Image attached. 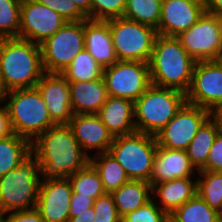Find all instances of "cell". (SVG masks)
I'll return each instance as SVG.
<instances>
[{
  "label": "cell",
  "instance_id": "41",
  "mask_svg": "<svg viewBox=\"0 0 222 222\" xmlns=\"http://www.w3.org/2000/svg\"><path fill=\"white\" fill-rule=\"evenodd\" d=\"M13 134L8 108L5 104V106L0 107V140Z\"/></svg>",
  "mask_w": 222,
  "mask_h": 222
},
{
  "label": "cell",
  "instance_id": "1",
  "mask_svg": "<svg viewBox=\"0 0 222 222\" xmlns=\"http://www.w3.org/2000/svg\"><path fill=\"white\" fill-rule=\"evenodd\" d=\"M68 125H55L31 142L38 158L40 174L46 180L67 179L90 162Z\"/></svg>",
  "mask_w": 222,
  "mask_h": 222
},
{
  "label": "cell",
  "instance_id": "10",
  "mask_svg": "<svg viewBox=\"0 0 222 222\" xmlns=\"http://www.w3.org/2000/svg\"><path fill=\"white\" fill-rule=\"evenodd\" d=\"M177 38L195 61L220 60L222 57V20L206 10Z\"/></svg>",
  "mask_w": 222,
  "mask_h": 222
},
{
  "label": "cell",
  "instance_id": "13",
  "mask_svg": "<svg viewBox=\"0 0 222 222\" xmlns=\"http://www.w3.org/2000/svg\"><path fill=\"white\" fill-rule=\"evenodd\" d=\"M222 102V61H196L186 103L208 111Z\"/></svg>",
  "mask_w": 222,
  "mask_h": 222
},
{
  "label": "cell",
  "instance_id": "5",
  "mask_svg": "<svg viewBox=\"0 0 222 222\" xmlns=\"http://www.w3.org/2000/svg\"><path fill=\"white\" fill-rule=\"evenodd\" d=\"M7 108L13 132L30 142L49 128L52 122L43 97L37 87L16 89L7 92Z\"/></svg>",
  "mask_w": 222,
  "mask_h": 222
},
{
  "label": "cell",
  "instance_id": "40",
  "mask_svg": "<svg viewBox=\"0 0 222 222\" xmlns=\"http://www.w3.org/2000/svg\"><path fill=\"white\" fill-rule=\"evenodd\" d=\"M94 199L84 196H71L70 200V217H76V213H83L92 208Z\"/></svg>",
  "mask_w": 222,
  "mask_h": 222
},
{
  "label": "cell",
  "instance_id": "23",
  "mask_svg": "<svg viewBox=\"0 0 222 222\" xmlns=\"http://www.w3.org/2000/svg\"><path fill=\"white\" fill-rule=\"evenodd\" d=\"M153 192L160 197L161 210L170 216L176 209L197 194V182H193L190 178L173 179L155 184L152 187Z\"/></svg>",
  "mask_w": 222,
  "mask_h": 222
},
{
  "label": "cell",
  "instance_id": "8",
  "mask_svg": "<svg viewBox=\"0 0 222 222\" xmlns=\"http://www.w3.org/2000/svg\"><path fill=\"white\" fill-rule=\"evenodd\" d=\"M118 61L148 63L153 53L157 30L124 17L107 20Z\"/></svg>",
  "mask_w": 222,
  "mask_h": 222
},
{
  "label": "cell",
  "instance_id": "24",
  "mask_svg": "<svg viewBox=\"0 0 222 222\" xmlns=\"http://www.w3.org/2000/svg\"><path fill=\"white\" fill-rule=\"evenodd\" d=\"M152 186L142 180H129L119 189L110 194L113 197L119 216L122 218L127 213L137 210L151 200L149 192Z\"/></svg>",
  "mask_w": 222,
  "mask_h": 222
},
{
  "label": "cell",
  "instance_id": "9",
  "mask_svg": "<svg viewBox=\"0 0 222 222\" xmlns=\"http://www.w3.org/2000/svg\"><path fill=\"white\" fill-rule=\"evenodd\" d=\"M42 65L46 73H62L85 49V20L67 22L40 44Z\"/></svg>",
  "mask_w": 222,
  "mask_h": 222
},
{
  "label": "cell",
  "instance_id": "43",
  "mask_svg": "<svg viewBox=\"0 0 222 222\" xmlns=\"http://www.w3.org/2000/svg\"><path fill=\"white\" fill-rule=\"evenodd\" d=\"M95 216L96 214L92 207L83 213H76V217H70L68 222H94Z\"/></svg>",
  "mask_w": 222,
  "mask_h": 222
},
{
  "label": "cell",
  "instance_id": "20",
  "mask_svg": "<svg viewBox=\"0 0 222 222\" xmlns=\"http://www.w3.org/2000/svg\"><path fill=\"white\" fill-rule=\"evenodd\" d=\"M85 49L103 69L118 61L108 21L85 20Z\"/></svg>",
  "mask_w": 222,
  "mask_h": 222
},
{
  "label": "cell",
  "instance_id": "6",
  "mask_svg": "<svg viewBox=\"0 0 222 222\" xmlns=\"http://www.w3.org/2000/svg\"><path fill=\"white\" fill-rule=\"evenodd\" d=\"M32 155L31 152L16 168L0 177V209L6 213L36 207L41 184L40 163Z\"/></svg>",
  "mask_w": 222,
  "mask_h": 222
},
{
  "label": "cell",
  "instance_id": "22",
  "mask_svg": "<svg viewBox=\"0 0 222 222\" xmlns=\"http://www.w3.org/2000/svg\"><path fill=\"white\" fill-rule=\"evenodd\" d=\"M74 114H97L108 99L103 77L89 82H69Z\"/></svg>",
  "mask_w": 222,
  "mask_h": 222
},
{
  "label": "cell",
  "instance_id": "12",
  "mask_svg": "<svg viewBox=\"0 0 222 222\" xmlns=\"http://www.w3.org/2000/svg\"><path fill=\"white\" fill-rule=\"evenodd\" d=\"M209 117L207 109L185 103L155 136L157 145L167 149L186 150L199 128Z\"/></svg>",
  "mask_w": 222,
  "mask_h": 222
},
{
  "label": "cell",
  "instance_id": "44",
  "mask_svg": "<svg viewBox=\"0 0 222 222\" xmlns=\"http://www.w3.org/2000/svg\"><path fill=\"white\" fill-rule=\"evenodd\" d=\"M210 118L222 131V102L216 104L212 109L209 110Z\"/></svg>",
  "mask_w": 222,
  "mask_h": 222
},
{
  "label": "cell",
  "instance_id": "45",
  "mask_svg": "<svg viewBox=\"0 0 222 222\" xmlns=\"http://www.w3.org/2000/svg\"><path fill=\"white\" fill-rule=\"evenodd\" d=\"M77 8L91 20V0H72Z\"/></svg>",
  "mask_w": 222,
  "mask_h": 222
},
{
  "label": "cell",
  "instance_id": "30",
  "mask_svg": "<svg viewBox=\"0 0 222 222\" xmlns=\"http://www.w3.org/2000/svg\"><path fill=\"white\" fill-rule=\"evenodd\" d=\"M69 82H89L103 76V68L83 49L61 73Z\"/></svg>",
  "mask_w": 222,
  "mask_h": 222
},
{
  "label": "cell",
  "instance_id": "32",
  "mask_svg": "<svg viewBox=\"0 0 222 222\" xmlns=\"http://www.w3.org/2000/svg\"><path fill=\"white\" fill-rule=\"evenodd\" d=\"M197 195L211 208L222 214V172L199 171Z\"/></svg>",
  "mask_w": 222,
  "mask_h": 222
},
{
  "label": "cell",
  "instance_id": "25",
  "mask_svg": "<svg viewBox=\"0 0 222 222\" xmlns=\"http://www.w3.org/2000/svg\"><path fill=\"white\" fill-rule=\"evenodd\" d=\"M219 131L220 128L209 117L186 148L185 151L191 164L194 167L197 166L198 171L206 164L209 152Z\"/></svg>",
  "mask_w": 222,
  "mask_h": 222
},
{
  "label": "cell",
  "instance_id": "48",
  "mask_svg": "<svg viewBox=\"0 0 222 222\" xmlns=\"http://www.w3.org/2000/svg\"><path fill=\"white\" fill-rule=\"evenodd\" d=\"M218 222H222V214L220 215Z\"/></svg>",
  "mask_w": 222,
  "mask_h": 222
},
{
  "label": "cell",
  "instance_id": "38",
  "mask_svg": "<svg viewBox=\"0 0 222 222\" xmlns=\"http://www.w3.org/2000/svg\"><path fill=\"white\" fill-rule=\"evenodd\" d=\"M199 171L222 172V131L220 130L209 152L206 164Z\"/></svg>",
  "mask_w": 222,
  "mask_h": 222
},
{
  "label": "cell",
  "instance_id": "2",
  "mask_svg": "<svg viewBox=\"0 0 222 222\" xmlns=\"http://www.w3.org/2000/svg\"><path fill=\"white\" fill-rule=\"evenodd\" d=\"M196 61L177 37L157 35L149 64L151 84L187 93Z\"/></svg>",
  "mask_w": 222,
  "mask_h": 222
},
{
  "label": "cell",
  "instance_id": "18",
  "mask_svg": "<svg viewBox=\"0 0 222 222\" xmlns=\"http://www.w3.org/2000/svg\"><path fill=\"white\" fill-rule=\"evenodd\" d=\"M68 126L84 150L96 149L99 153L109 151L114 136L102 123L97 114H74Z\"/></svg>",
  "mask_w": 222,
  "mask_h": 222
},
{
  "label": "cell",
  "instance_id": "49",
  "mask_svg": "<svg viewBox=\"0 0 222 222\" xmlns=\"http://www.w3.org/2000/svg\"><path fill=\"white\" fill-rule=\"evenodd\" d=\"M166 222H174V221L169 217Z\"/></svg>",
  "mask_w": 222,
  "mask_h": 222
},
{
  "label": "cell",
  "instance_id": "34",
  "mask_svg": "<svg viewBox=\"0 0 222 222\" xmlns=\"http://www.w3.org/2000/svg\"><path fill=\"white\" fill-rule=\"evenodd\" d=\"M126 0H91V20L123 17Z\"/></svg>",
  "mask_w": 222,
  "mask_h": 222
},
{
  "label": "cell",
  "instance_id": "14",
  "mask_svg": "<svg viewBox=\"0 0 222 222\" xmlns=\"http://www.w3.org/2000/svg\"><path fill=\"white\" fill-rule=\"evenodd\" d=\"M66 23L61 15L36 0H21L20 39L40 45Z\"/></svg>",
  "mask_w": 222,
  "mask_h": 222
},
{
  "label": "cell",
  "instance_id": "11",
  "mask_svg": "<svg viewBox=\"0 0 222 222\" xmlns=\"http://www.w3.org/2000/svg\"><path fill=\"white\" fill-rule=\"evenodd\" d=\"M108 96L135 102L151 85L149 64L140 61H117L103 69Z\"/></svg>",
  "mask_w": 222,
  "mask_h": 222
},
{
  "label": "cell",
  "instance_id": "39",
  "mask_svg": "<svg viewBox=\"0 0 222 222\" xmlns=\"http://www.w3.org/2000/svg\"><path fill=\"white\" fill-rule=\"evenodd\" d=\"M4 222H45L36 208L11 212Z\"/></svg>",
  "mask_w": 222,
  "mask_h": 222
},
{
  "label": "cell",
  "instance_id": "27",
  "mask_svg": "<svg viewBox=\"0 0 222 222\" xmlns=\"http://www.w3.org/2000/svg\"><path fill=\"white\" fill-rule=\"evenodd\" d=\"M31 153V142L16 135L0 140V177L16 168Z\"/></svg>",
  "mask_w": 222,
  "mask_h": 222
},
{
  "label": "cell",
  "instance_id": "36",
  "mask_svg": "<svg viewBox=\"0 0 222 222\" xmlns=\"http://www.w3.org/2000/svg\"><path fill=\"white\" fill-rule=\"evenodd\" d=\"M93 209L96 214L94 222H121L122 220L110 193H105L94 200Z\"/></svg>",
  "mask_w": 222,
  "mask_h": 222
},
{
  "label": "cell",
  "instance_id": "31",
  "mask_svg": "<svg viewBox=\"0 0 222 222\" xmlns=\"http://www.w3.org/2000/svg\"><path fill=\"white\" fill-rule=\"evenodd\" d=\"M162 0H126L123 17L158 28Z\"/></svg>",
  "mask_w": 222,
  "mask_h": 222
},
{
  "label": "cell",
  "instance_id": "15",
  "mask_svg": "<svg viewBox=\"0 0 222 222\" xmlns=\"http://www.w3.org/2000/svg\"><path fill=\"white\" fill-rule=\"evenodd\" d=\"M205 10L203 0H162L157 34L178 37L190 29Z\"/></svg>",
  "mask_w": 222,
  "mask_h": 222
},
{
  "label": "cell",
  "instance_id": "42",
  "mask_svg": "<svg viewBox=\"0 0 222 222\" xmlns=\"http://www.w3.org/2000/svg\"><path fill=\"white\" fill-rule=\"evenodd\" d=\"M206 11L222 20V0H206Z\"/></svg>",
  "mask_w": 222,
  "mask_h": 222
},
{
  "label": "cell",
  "instance_id": "4",
  "mask_svg": "<svg viewBox=\"0 0 222 222\" xmlns=\"http://www.w3.org/2000/svg\"><path fill=\"white\" fill-rule=\"evenodd\" d=\"M185 103V93L151 84L134 102L136 131L156 136Z\"/></svg>",
  "mask_w": 222,
  "mask_h": 222
},
{
  "label": "cell",
  "instance_id": "37",
  "mask_svg": "<svg viewBox=\"0 0 222 222\" xmlns=\"http://www.w3.org/2000/svg\"><path fill=\"white\" fill-rule=\"evenodd\" d=\"M36 1L61 15L67 22H78L87 19V17L77 8L72 0Z\"/></svg>",
  "mask_w": 222,
  "mask_h": 222
},
{
  "label": "cell",
  "instance_id": "33",
  "mask_svg": "<svg viewBox=\"0 0 222 222\" xmlns=\"http://www.w3.org/2000/svg\"><path fill=\"white\" fill-rule=\"evenodd\" d=\"M21 0H0V39L19 38Z\"/></svg>",
  "mask_w": 222,
  "mask_h": 222
},
{
  "label": "cell",
  "instance_id": "21",
  "mask_svg": "<svg viewBox=\"0 0 222 222\" xmlns=\"http://www.w3.org/2000/svg\"><path fill=\"white\" fill-rule=\"evenodd\" d=\"M97 115L114 137L136 132L132 100L108 96Z\"/></svg>",
  "mask_w": 222,
  "mask_h": 222
},
{
  "label": "cell",
  "instance_id": "46",
  "mask_svg": "<svg viewBox=\"0 0 222 222\" xmlns=\"http://www.w3.org/2000/svg\"><path fill=\"white\" fill-rule=\"evenodd\" d=\"M7 92L0 75V101L6 100Z\"/></svg>",
  "mask_w": 222,
  "mask_h": 222
},
{
  "label": "cell",
  "instance_id": "7",
  "mask_svg": "<svg viewBox=\"0 0 222 222\" xmlns=\"http://www.w3.org/2000/svg\"><path fill=\"white\" fill-rule=\"evenodd\" d=\"M157 147L154 135L136 131L115 136L108 152L123 167L130 180L149 182Z\"/></svg>",
  "mask_w": 222,
  "mask_h": 222
},
{
  "label": "cell",
  "instance_id": "26",
  "mask_svg": "<svg viewBox=\"0 0 222 222\" xmlns=\"http://www.w3.org/2000/svg\"><path fill=\"white\" fill-rule=\"evenodd\" d=\"M90 163L98 172L106 193L119 189L130 180L123 167L108 151L99 153L94 158L90 157Z\"/></svg>",
  "mask_w": 222,
  "mask_h": 222
},
{
  "label": "cell",
  "instance_id": "19",
  "mask_svg": "<svg viewBox=\"0 0 222 222\" xmlns=\"http://www.w3.org/2000/svg\"><path fill=\"white\" fill-rule=\"evenodd\" d=\"M196 169L185 150L157 147L149 184L153 187L160 182L190 178Z\"/></svg>",
  "mask_w": 222,
  "mask_h": 222
},
{
  "label": "cell",
  "instance_id": "16",
  "mask_svg": "<svg viewBox=\"0 0 222 222\" xmlns=\"http://www.w3.org/2000/svg\"><path fill=\"white\" fill-rule=\"evenodd\" d=\"M72 193L68 178L41 181L35 208L45 222H68Z\"/></svg>",
  "mask_w": 222,
  "mask_h": 222
},
{
  "label": "cell",
  "instance_id": "28",
  "mask_svg": "<svg viewBox=\"0 0 222 222\" xmlns=\"http://www.w3.org/2000/svg\"><path fill=\"white\" fill-rule=\"evenodd\" d=\"M68 179L72 186V196H84L96 200L106 193L98 172L90 162Z\"/></svg>",
  "mask_w": 222,
  "mask_h": 222
},
{
  "label": "cell",
  "instance_id": "35",
  "mask_svg": "<svg viewBox=\"0 0 222 222\" xmlns=\"http://www.w3.org/2000/svg\"><path fill=\"white\" fill-rule=\"evenodd\" d=\"M168 218L169 215L151 199L142 207L123 216L121 222H166Z\"/></svg>",
  "mask_w": 222,
  "mask_h": 222
},
{
  "label": "cell",
  "instance_id": "47",
  "mask_svg": "<svg viewBox=\"0 0 222 222\" xmlns=\"http://www.w3.org/2000/svg\"><path fill=\"white\" fill-rule=\"evenodd\" d=\"M4 214L6 215L7 213L0 209V222H4Z\"/></svg>",
  "mask_w": 222,
  "mask_h": 222
},
{
  "label": "cell",
  "instance_id": "3",
  "mask_svg": "<svg viewBox=\"0 0 222 222\" xmlns=\"http://www.w3.org/2000/svg\"><path fill=\"white\" fill-rule=\"evenodd\" d=\"M44 73L40 45L20 38L0 39V75L7 91L36 87Z\"/></svg>",
  "mask_w": 222,
  "mask_h": 222
},
{
  "label": "cell",
  "instance_id": "17",
  "mask_svg": "<svg viewBox=\"0 0 222 222\" xmlns=\"http://www.w3.org/2000/svg\"><path fill=\"white\" fill-rule=\"evenodd\" d=\"M36 87L40 91L55 125H68L74 113L69 81L61 73H44Z\"/></svg>",
  "mask_w": 222,
  "mask_h": 222
},
{
  "label": "cell",
  "instance_id": "29",
  "mask_svg": "<svg viewBox=\"0 0 222 222\" xmlns=\"http://www.w3.org/2000/svg\"><path fill=\"white\" fill-rule=\"evenodd\" d=\"M220 215L196 194L169 217L174 222H218Z\"/></svg>",
  "mask_w": 222,
  "mask_h": 222
}]
</instances>
